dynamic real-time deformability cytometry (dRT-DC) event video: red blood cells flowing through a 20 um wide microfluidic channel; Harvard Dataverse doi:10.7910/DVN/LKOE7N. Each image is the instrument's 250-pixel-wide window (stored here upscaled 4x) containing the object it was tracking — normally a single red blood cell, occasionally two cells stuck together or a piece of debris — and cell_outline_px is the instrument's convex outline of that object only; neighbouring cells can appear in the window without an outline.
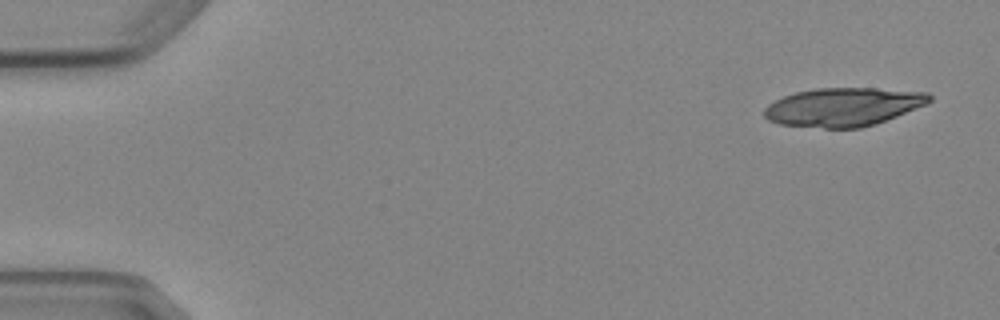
{"species": "Egyptian fruit bat (a non-hibernating species)", "species_latin": "Rousettus aegyptiacus", "temperature_condition": "cold", "stored_images_in_passage": 7, "camera_frame_rate_fps": 3000, "um_per_image_px": 0.085, "animal": {"sex": "female"}, "frame": {"image": 1, "passage_image": 1, "time_ms": 0.0, "image_size_px": [1000, 320], "cell_outline_px": [[932, 100], [924, 104], [896, 116], [876, 124], [860, 128], [824, 128], [780, 124], [768, 120], [764, 116], [764, 108], [768, 104], [784, 96], [796, 92], [816, 88], [876, 88], [928, 92], [932, 96]], "centroid_in_image_um": [71.66, 9.09], "position_along_channel_um": 13.3, "area_um2": 36.93}}
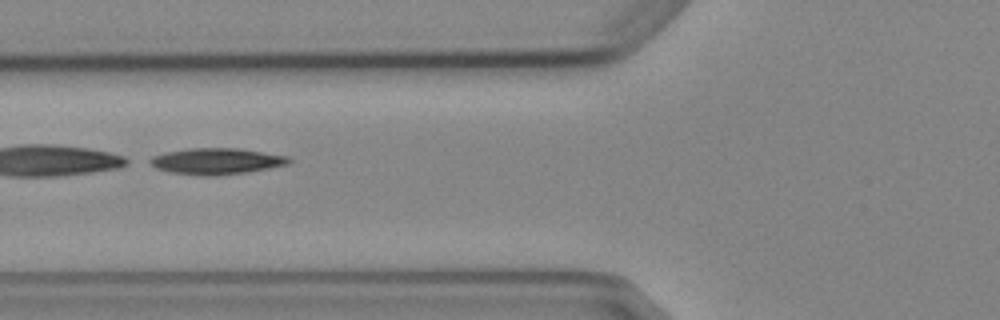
{"frame": {"image": 2, "passage_image": 6, "time_ms": 6.0, "image_size_px": [1000, 320], "cell_outline_px": [[292, 160], [288, 164], [248, 172], [216, 176], [200, 176], [172, 172], [156, 168], [144, 160], [152, 156], [164, 152], [188, 148], [236, 148], [288, 156]], "centroid_in_image_um": [18.34, 13.7], "position_along_channel_um": 107.5, "area_um2": 21.39}}